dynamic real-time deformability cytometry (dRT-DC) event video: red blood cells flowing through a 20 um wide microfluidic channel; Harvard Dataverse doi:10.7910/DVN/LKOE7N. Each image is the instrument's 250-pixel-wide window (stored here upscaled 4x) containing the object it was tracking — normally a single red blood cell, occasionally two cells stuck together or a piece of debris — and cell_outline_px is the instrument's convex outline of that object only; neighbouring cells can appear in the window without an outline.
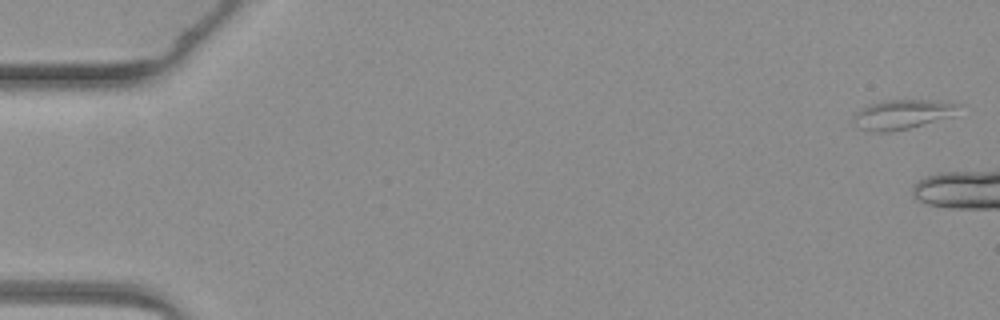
{"species": "common noctule bat (a hibernating species)", "species_latin": "Nyctalus noctula", "temperature_condition": "warm", "stored_images_in_passage": 3, "camera_frame_rate_fps": 3000, "um_per_image_px": 0.085, "animal": {"sex": "female", "body_mass_g": 19.3, "forearm_length_mm": 54.1}, "frame": {"image": 1, "passage_image": 1, "time_ms": 0.0, "image_size_px": [1000, 320], "cell_outline_px": [[964, 104], [944, 116], [908, 128], [888, 132], [876, 132], [860, 128], [852, 124], [852, 116], [856, 112], [868, 104], [880, 100], [940, 100]], "centroid_in_image_um": [76.55, 9.69], "position_along_channel_um": 8.5, "area_um2": 17.63}}